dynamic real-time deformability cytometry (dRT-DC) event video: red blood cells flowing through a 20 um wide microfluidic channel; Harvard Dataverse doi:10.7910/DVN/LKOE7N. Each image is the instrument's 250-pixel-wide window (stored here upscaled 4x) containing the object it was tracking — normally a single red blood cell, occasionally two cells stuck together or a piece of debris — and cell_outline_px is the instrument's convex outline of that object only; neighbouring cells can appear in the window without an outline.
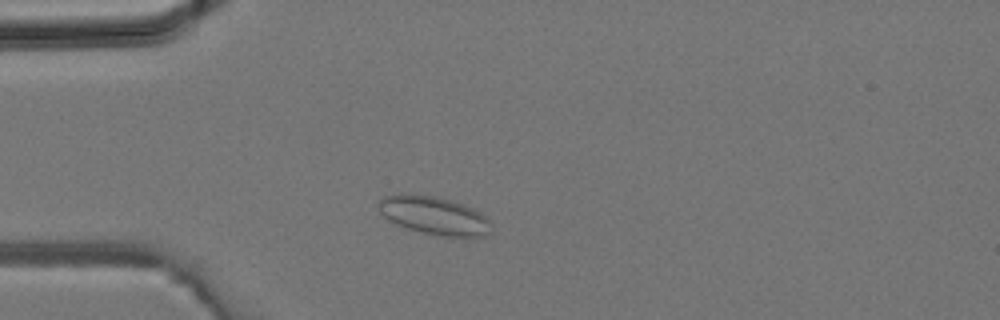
{"species": "common noctule bat (a hibernating species)", "species_latin": "Nyctalus noctula", "temperature_condition": "room temperature", "stored_images_in_passage": 2, "camera_frame_rate_fps": 3000, "um_per_image_px": 0.085, "animal": {"sex": "male", "body_mass_g": 19.2, "forearm_length_mm": 51.8}, "frame": {"image": 1, "passage_image": 2, "time_ms": 0.333, "image_size_px": [1000, 320], "cell_outline_px": [[488, 232], [484, 236], [444, 236], [420, 232], [396, 224], [388, 220], [380, 212], [376, 200], [384, 196], [400, 192], [412, 192], [432, 196], [448, 200], [472, 208], [480, 212], [488, 220]], "centroid_in_image_um": [36.77, 18.28], "position_along_channel_um": 48.2, "area_um2": 24.91}}